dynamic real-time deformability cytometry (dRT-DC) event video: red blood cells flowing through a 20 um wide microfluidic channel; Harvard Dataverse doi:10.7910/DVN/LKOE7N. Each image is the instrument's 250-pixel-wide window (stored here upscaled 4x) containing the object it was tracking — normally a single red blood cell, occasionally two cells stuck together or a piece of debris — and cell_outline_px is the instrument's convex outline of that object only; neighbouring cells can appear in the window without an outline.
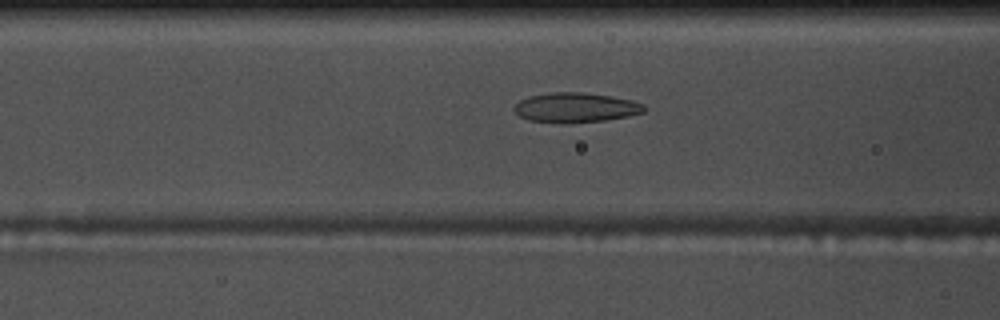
{"species": "common noctule bat (a hibernating species)", "species_latin": "Nyctalus noctula", "temperature_condition": "warm", "stored_images_in_passage": 40, "camera_frame_rate_fps": 3000, "um_per_image_px": 0.085, "animal": {"sex": "male", "body_mass_g": 17.5, "forearm_length_mm": 52.3}, "frame": {"image": 1, "passage_image": 7, "time_ms": 2.0, "image_size_px": [1000, 320], "cell_outline_px": [[648, 108], [644, 112], [628, 116], [604, 120], [560, 124], [528, 120], [520, 116], [512, 108], [520, 100], [528, 96], [552, 92], [584, 92], [632, 100], [644, 104]], "centroid_in_image_um": [48.92, 9.15], "position_along_channel_um": 117.7, "area_um2": 22.66}}
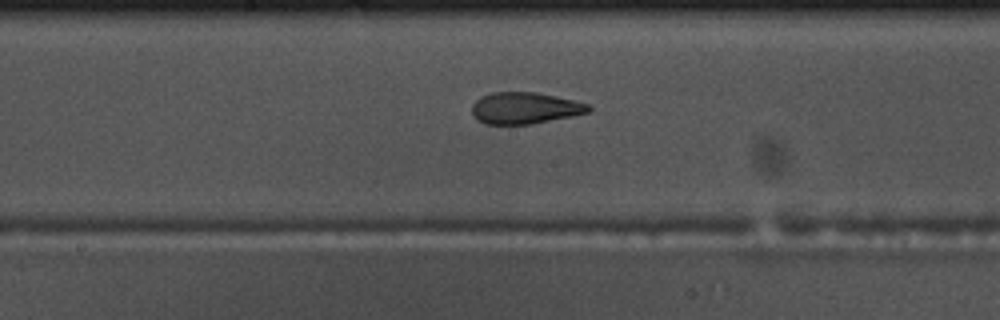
{"frame": {"image": 2, "passage_image": 14, "time_ms": 4.333, "image_size_px": [1000, 320], "cell_outline_px": [[592, 108], [588, 112], [572, 116], [528, 124], [484, 124], [476, 120], [472, 116], [472, 104], [480, 96], [492, 92], [536, 92], [576, 100], [588, 104]], "centroid_in_image_um": [44.57, 9.18], "position_along_channel_um": 203.6, "area_um2": 21.56}}
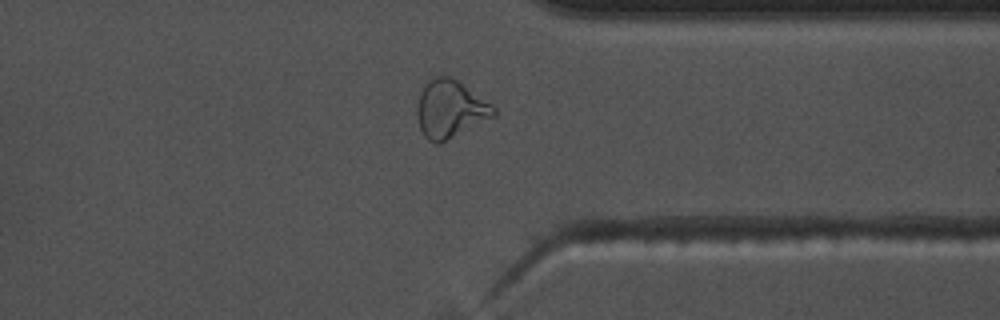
{"frame": {"image": 3, "passage_image": 28, "time_ms": 9.0, "image_size_px": [1000, 320], "cell_outline_px": [[496, 116], [440, 144], [436, 144], [428, 140], [424, 136], [420, 128], [416, 112], [416, 108], [420, 92], [424, 84], [432, 76], [452, 76], [492, 104], [496, 108]], "centroid_in_image_um": [38.26, 9.27], "position_along_channel_um": 373.1, "area_um2": 26.13}, "authors_computed_cell_mechanics": {"area_um2": 22.6576, "velocity_mm_per_s": 3.6905, "shape_relaxation_time_tau1_ms": null, "shape_relaxation_time_tau2_ms": 1.7311, "deformation_change_tau1": null, "deformation_change_tau2": 0.0794}}